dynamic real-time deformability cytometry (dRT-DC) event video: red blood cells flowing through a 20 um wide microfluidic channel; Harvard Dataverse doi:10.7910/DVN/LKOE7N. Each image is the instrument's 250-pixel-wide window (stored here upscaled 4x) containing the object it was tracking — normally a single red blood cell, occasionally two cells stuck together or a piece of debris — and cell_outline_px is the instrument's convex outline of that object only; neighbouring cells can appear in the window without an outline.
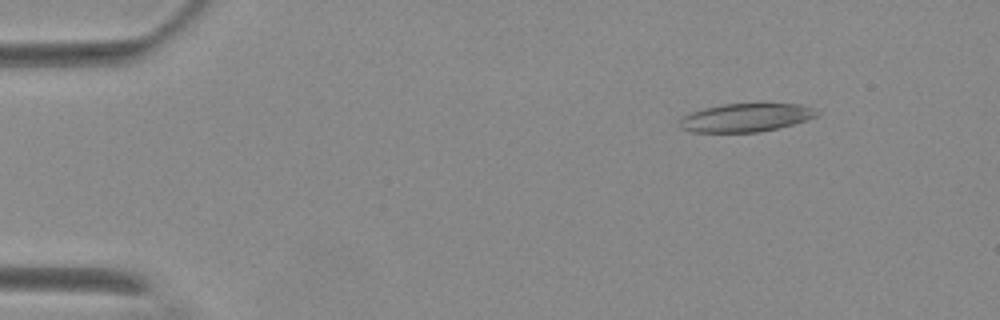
{"species": "Egyptian fruit bat (a non-hibernating species)", "species_latin": "Rousettus aegyptiacus", "temperature_condition": "warm", "stored_images_in_passage": 50, "camera_frame_rate_fps": 3000, "um_per_image_px": 0.085, "animal": {"sex": "female"}, "frame": {"image": 1, "passage_image": 1, "time_ms": 0.0, "image_size_px": [1000, 320], "cell_outline_px": [[820, 112], [816, 116], [792, 124], [760, 132], [692, 132], [680, 128], [680, 116], [704, 108], [720, 104], [800, 104], [812, 108]], "centroid_in_image_um": [63.34, 10.0], "position_along_channel_um": 21.7, "area_um2": 22.48}}
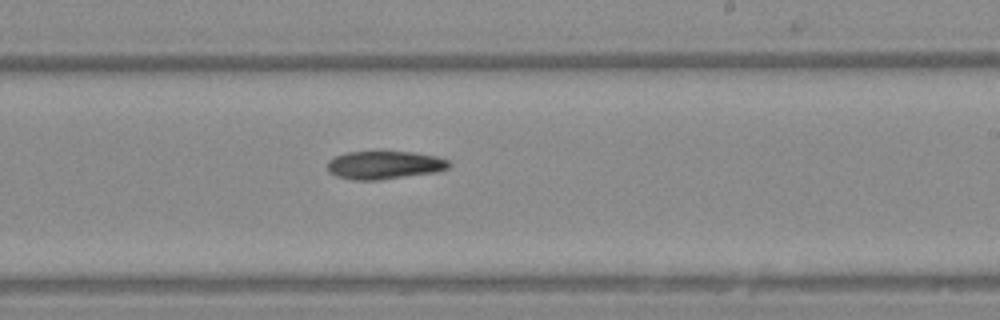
{"frame": {"image": 2, "passage_image": 28, "time_ms": 9.0, "image_size_px": [1000, 320], "cell_outline_px": [[452, 164], [448, 168], [436, 172], [380, 180], [352, 180], [336, 176], [328, 172], [328, 160], [336, 156], [348, 152], [416, 152], [436, 156], [448, 160]], "centroid_in_image_um": [32.68, 14.03], "position_along_channel_um": 256.3, "area_um2": 20.0}}
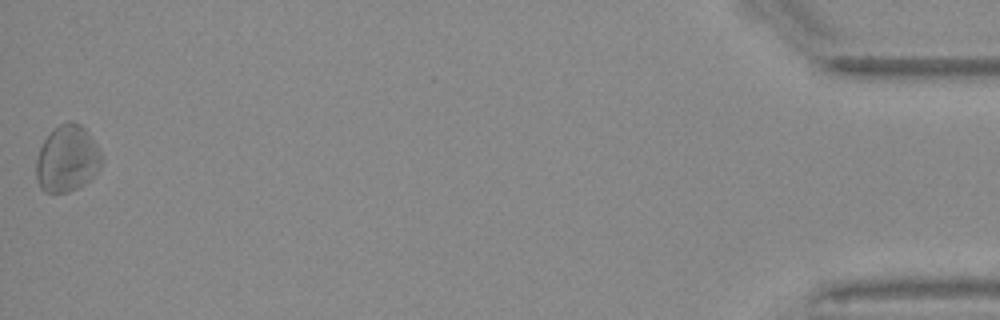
{"frame": {"image": 3, "passage_image": 50, "time_ms": 16.333, "image_size_px": [1000, 320], "cell_outline_px": [[104, 160], [100, 168], [84, 184], [68, 192], [44, 192], [40, 188], [36, 180], [36, 160], [40, 148], [44, 140], [60, 124], [68, 120], [72, 120], [80, 124], [84, 128], [100, 152]], "centroid_in_image_um": [5.69, 13.5], "position_along_channel_um": 429.5, "area_um2": 25.14}}